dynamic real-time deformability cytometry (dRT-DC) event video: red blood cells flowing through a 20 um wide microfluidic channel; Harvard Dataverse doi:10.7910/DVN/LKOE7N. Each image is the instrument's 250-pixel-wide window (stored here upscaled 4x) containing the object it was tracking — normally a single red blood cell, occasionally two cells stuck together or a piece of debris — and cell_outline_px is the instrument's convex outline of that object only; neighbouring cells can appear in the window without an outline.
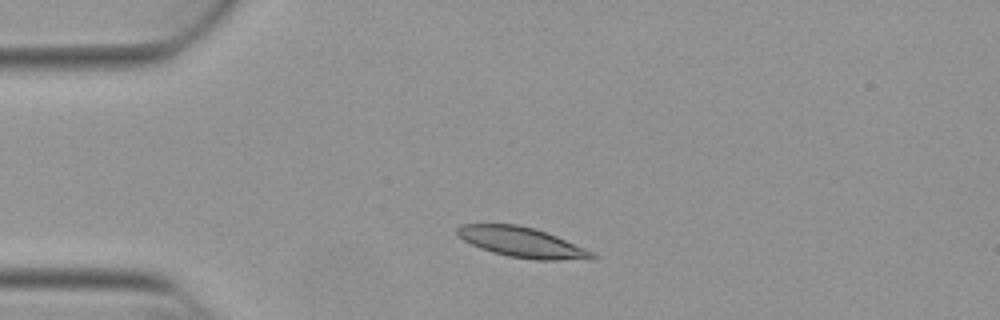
{"species": "Egyptian fruit bat (a non-hibernating species)", "species_latin": "Rousettus aegyptiacus", "temperature_condition": "warm", "stored_images_in_passage": 46, "camera_frame_rate_fps": 3000, "um_per_image_px": 0.085, "animal": {"sex": "female"}, "frame": {"image": 1, "passage_image": 6, "time_ms": 1.667, "image_size_px": [1000, 320], "cell_outline_px": [[596, 260], [536, 260], [508, 256], [492, 252], [480, 248], [464, 240], [456, 232], [456, 228], [460, 224], [516, 224], [532, 228], [556, 236], [584, 248], [592, 252], [596, 256]], "centroid_in_image_um": [44.38, 20.61], "position_along_channel_um": 40.6, "area_um2": 23.52}}
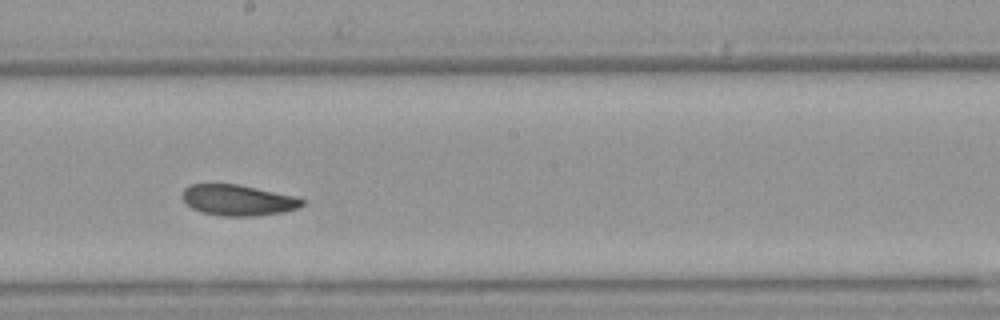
{"frame": {"image": 2, "passage_image": 23, "time_ms": 7.333, "image_size_px": [1000, 320], "cell_outline_px": [[304, 204], [296, 208], [284, 212], [256, 216], [220, 216], [204, 212], [192, 208], [180, 196], [184, 188], [192, 184], [240, 184], [296, 196], [304, 200]], "centroid_in_image_um": [20.24, 17.01], "position_along_channel_um": 228.0, "area_um2": 21.62}}
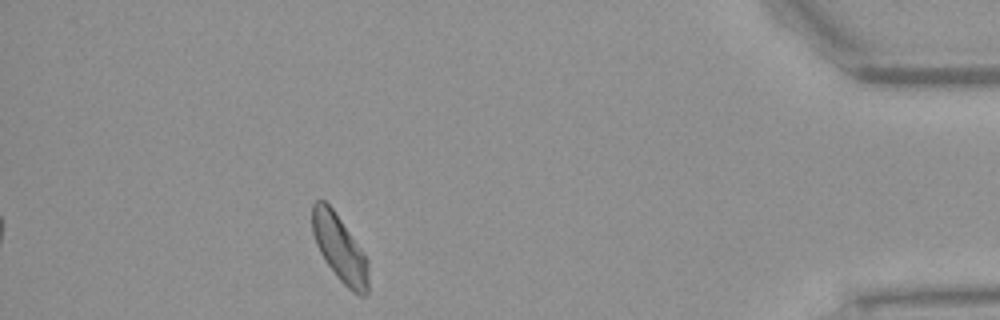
{"frame": {"image": 3, "passage_image": 41, "time_ms": 13.333, "image_size_px": [1000, 320], "cell_outline_px": [[368, 292], [364, 296], [360, 296], [352, 292], [336, 276], [320, 252], [316, 244], [312, 232], [312, 204], [316, 200], [324, 200], [332, 208], [364, 252], [368, 260]], "centroid_in_image_um": [28.88, 21.12], "position_along_channel_um": 406.3, "area_um2": 21.68}, "authors_computed_cell_mechanics": {"area_um2": 22.1952, "velocity_mm_per_s": 3.8346, "shape_relaxation_time_tau1_ms": 4.1959, "shape_relaxation_time_tau2_ms": 3.1579, "deformation_change_tau1": 0.1281, "deformation_change_tau2": 0.0613}}